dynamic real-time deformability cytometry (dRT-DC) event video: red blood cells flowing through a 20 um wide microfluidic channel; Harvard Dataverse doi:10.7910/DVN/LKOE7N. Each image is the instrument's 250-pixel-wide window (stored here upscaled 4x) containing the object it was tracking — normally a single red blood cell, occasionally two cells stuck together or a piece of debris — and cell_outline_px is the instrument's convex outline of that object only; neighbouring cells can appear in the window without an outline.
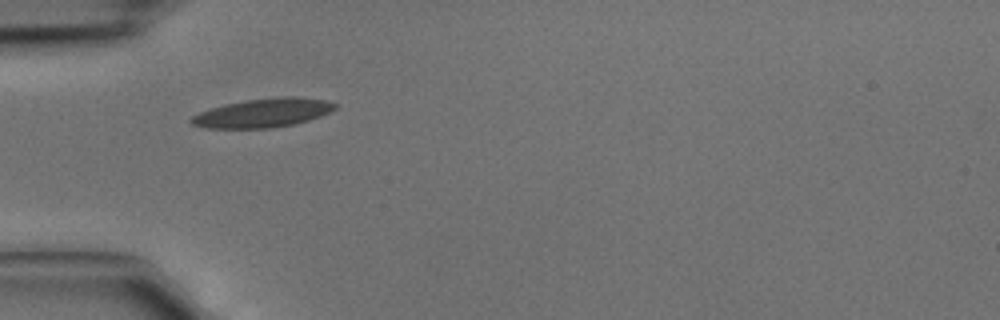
{"species": "common noctule bat (a hibernating species)", "species_latin": "Nyctalus noctula", "temperature_condition": "cold", "stored_images_in_passage": 3, "camera_frame_rate_fps": 3000, "um_per_image_px": 0.085, "animal": {"sex": "male", "body_mass_g": 15.6}, "frame": {"image": 1, "passage_image": 3, "time_ms": 0.667, "image_size_px": [1000, 320], "cell_outline_px": [[336, 108], [320, 116], [308, 120], [292, 124], [268, 128], [204, 128], [192, 124], [188, 120], [192, 116], [200, 112], [224, 104], [248, 100], [280, 96], [292, 96], [324, 100], [336, 104]], "centroid_in_image_um": [22.31, 9.6], "position_along_channel_um": 62.7, "area_um2": 23.87}}